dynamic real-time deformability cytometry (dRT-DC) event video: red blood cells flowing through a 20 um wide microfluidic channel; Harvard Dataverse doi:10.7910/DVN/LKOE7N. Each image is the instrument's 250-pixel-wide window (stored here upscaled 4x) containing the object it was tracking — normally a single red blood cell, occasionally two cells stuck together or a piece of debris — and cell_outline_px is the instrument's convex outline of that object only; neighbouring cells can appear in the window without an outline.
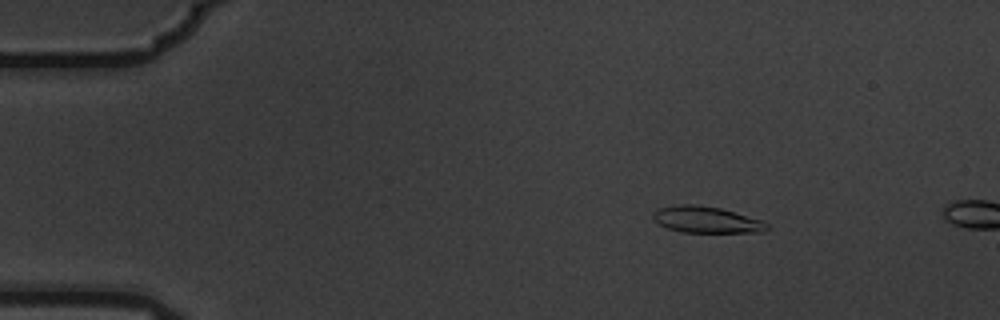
{"species": "common noctule bat (a hibernating species)", "species_latin": "Nyctalus noctula", "temperature_condition": "warm", "stored_images_in_passage": 2, "camera_frame_rate_fps": 3000, "um_per_image_px": 0.085, "animal": {"sex": "male", "body_mass_g": 19.5, "forearm_length_mm": 54.6}, "frame": {"image": 1, "passage_image": 1, "time_ms": 0.0, "image_size_px": [1000, 320], "cell_outline_px": [[768, 228], [764, 232], [684, 232], [668, 228], [652, 220], [652, 212], [656, 208], [680, 204], [696, 204], [720, 208], [760, 220], [768, 224]], "centroid_in_image_um": [59.98, 18.66], "position_along_channel_um": 25.0, "area_um2": 17.46}}